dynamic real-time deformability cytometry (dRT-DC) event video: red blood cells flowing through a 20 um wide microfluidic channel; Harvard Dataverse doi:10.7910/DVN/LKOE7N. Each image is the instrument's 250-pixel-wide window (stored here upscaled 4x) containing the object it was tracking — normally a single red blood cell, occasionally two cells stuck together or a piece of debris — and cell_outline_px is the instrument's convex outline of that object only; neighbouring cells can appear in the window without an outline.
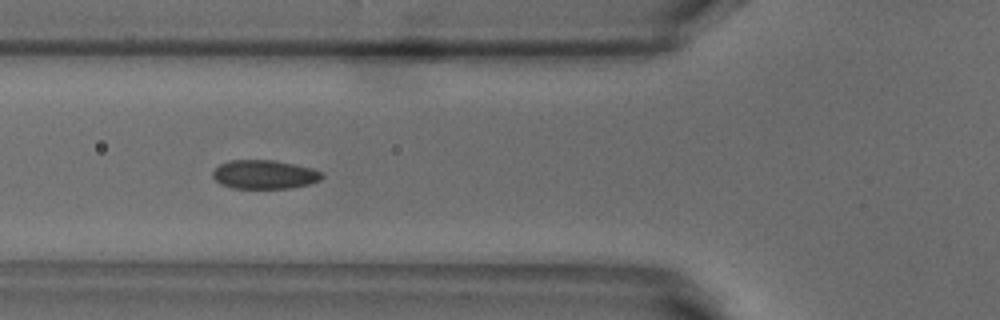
{"species": "common noctule bat (a hibernating species)", "species_latin": "Nyctalus noctula", "temperature_condition": "warm", "stored_images_in_passage": 37, "camera_frame_rate_fps": 3000, "um_per_image_px": 0.085, "animal": {"sex": "male", "body_mass_g": 18.8}, "frame": {"image": 1, "passage_image": 3, "time_ms": 0.667, "image_size_px": [1000, 320], "cell_outline_px": [[324, 176], [320, 180], [308, 184], [292, 188], [232, 188], [220, 184], [212, 176], [212, 172], [220, 164], [228, 160], [272, 160], [312, 168], [324, 172]], "centroid_in_image_um": [22.48, 14.83], "position_along_channel_um": 103.3, "area_um2": 18.38}}
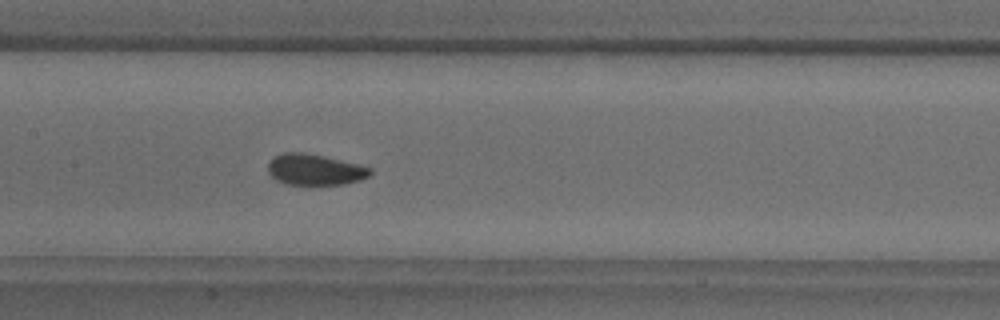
{"frame": {"image": 2, "passage_image": 9, "time_ms": 2.667, "image_size_px": [1000, 320], "cell_outline_px": [[372, 172], [368, 176], [360, 180], [344, 184], [284, 184], [276, 180], [268, 172], [268, 164], [276, 156], [284, 152], [304, 152], [324, 156], [372, 168]], "centroid_in_image_um": [26.75, 14.42], "position_along_channel_um": 180.6, "area_um2": 18.26}}
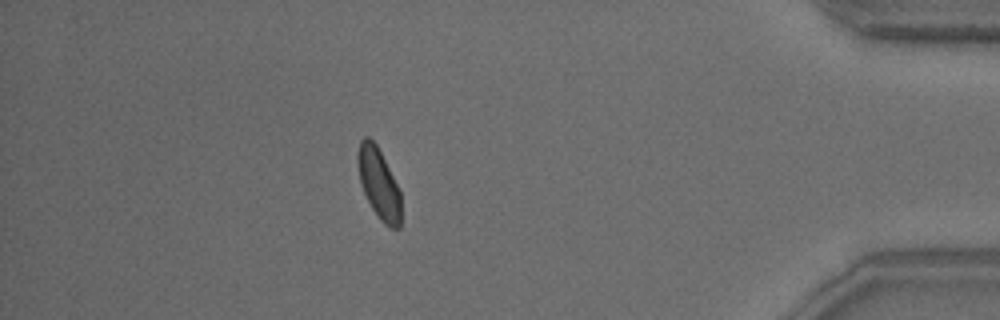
{"frame": {"image": 3, "passage_image": 30, "time_ms": 9.667, "image_size_px": [1000, 320], "cell_outline_px": [[400, 228], [392, 228], [384, 224], [380, 220], [372, 208], [360, 184], [356, 160], [356, 156], [360, 140], [364, 136], [368, 136], [376, 144], [400, 188]], "centroid_in_image_um": [32.18, 15.57], "position_along_channel_um": 403.0, "area_um2": 17.92}}